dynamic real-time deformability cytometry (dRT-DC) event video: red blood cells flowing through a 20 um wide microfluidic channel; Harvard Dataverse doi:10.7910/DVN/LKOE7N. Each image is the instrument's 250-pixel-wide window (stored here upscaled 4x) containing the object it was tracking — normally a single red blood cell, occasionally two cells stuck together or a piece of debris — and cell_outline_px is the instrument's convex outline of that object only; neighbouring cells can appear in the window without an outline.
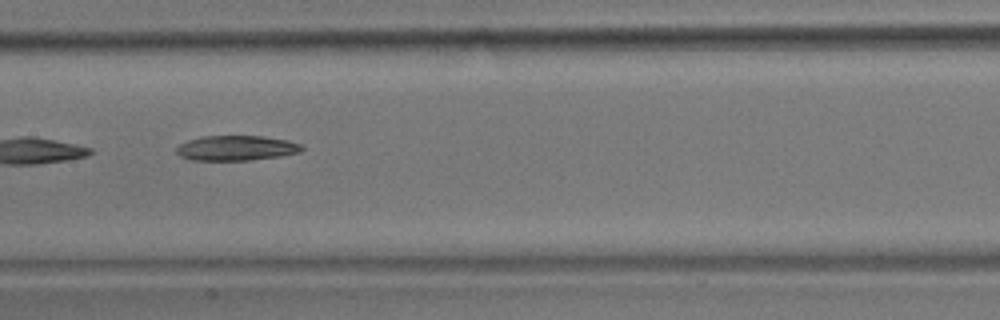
{"species": "common noctule bat (a hibernating species)", "species_latin": "Nyctalus noctula", "temperature_condition": "room temperature", "stored_images_in_passage": 8, "camera_frame_rate_fps": 3000, "um_per_image_px": 0.085, "animal": {"sex": "male", "body_mass_g": 17.9}, "frame": {"image": 1, "passage_image": 8, "time_ms": 2.333, "image_size_px": [1000, 320], "cell_outline_px": [[304, 148], [300, 152], [280, 156], [252, 160], [188, 160], [180, 156], [176, 152], [176, 148], [180, 144], [188, 140], [200, 136], [264, 136], [288, 140], [300, 144]], "centroid_in_image_um": [20.07, 12.58], "position_along_channel_um": 187.3, "area_um2": 18.38}}